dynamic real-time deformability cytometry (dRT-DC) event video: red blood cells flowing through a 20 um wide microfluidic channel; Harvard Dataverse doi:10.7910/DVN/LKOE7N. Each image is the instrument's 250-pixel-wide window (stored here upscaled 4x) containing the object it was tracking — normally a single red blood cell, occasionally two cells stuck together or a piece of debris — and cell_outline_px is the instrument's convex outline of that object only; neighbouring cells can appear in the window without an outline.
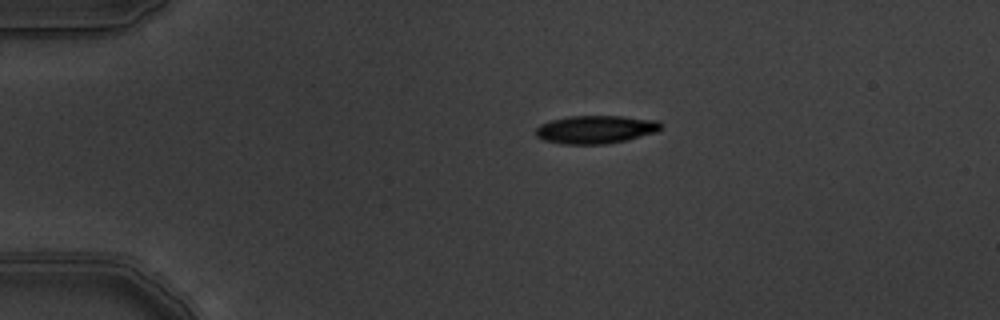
{"species": "common noctule bat (a hibernating species)", "species_latin": "Nyctalus noctula", "temperature_condition": "warm", "stored_images_in_passage": 7, "camera_frame_rate_fps": 3000, "um_per_image_px": 0.085, "animal": {"sex": "male", "body_mass_g": 19.5, "forearm_length_mm": 54.6}, "frame": {"image": 1, "passage_image": 1, "time_ms": 0.0, "image_size_px": [1000, 320], "cell_outline_px": [[664, 124], [656, 132], [624, 140], [604, 144], [564, 144], [544, 140], [536, 136], [536, 128], [540, 124], [552, 120], [568, 116], [620, 116], [660, 120]], "centroid_in_image_um": [50.64, 10.99], "position_along_channel_um": 34.4, "area_um2": 20.4}}
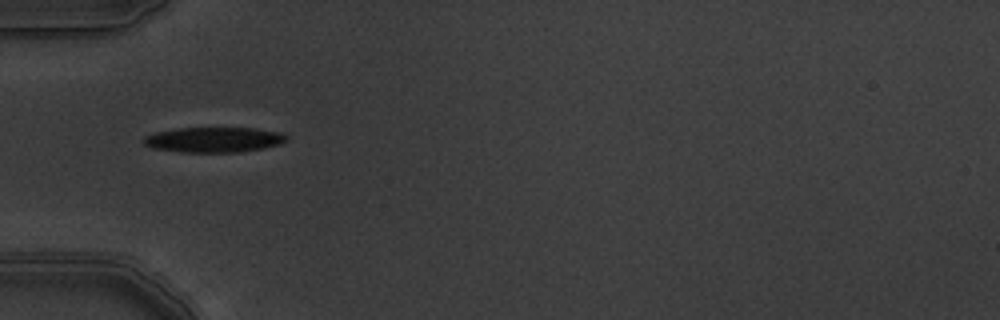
{"frame": {"image": 2, "passage_image": 3, "time_ms": 0.667, "image_size_px": [1000, 320], "cell_outline_px": [[288, 140], [280, 144], [264, 148], [240, 152], [180, 152], [152, 148], [144, 144], [144, 136], [156, 132], [176, 128], [256, 128], [280, 132], [288, 136]], "centroid_in_image_um": [18.2, 11.87], "position_along_channel_um": 66.8, "area_um2": 21.1}}
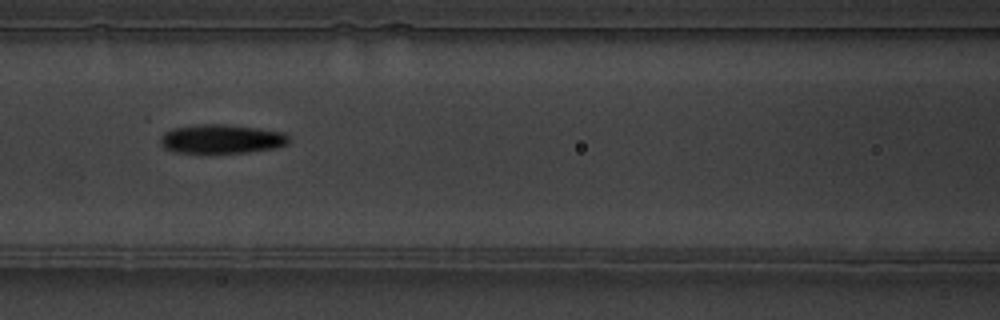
{"frame": {"image": 3, "passage_image": 5, "time_ms": 1.333, "image_size_px": [1000, 320], "cell_outline_px": [[288, 144], [276, 148], [248, 152], [176, 152], [164, 148], [160, 144], [160, 136], [164, 132], [172, 128], [200, 124], [224, 124], [256, 128], [284, 132], [288, 136]], "centroid_in_image_um": [18.81, 11.8], "position_along_channel_um": 147.8, "area_um2": 21.62}}